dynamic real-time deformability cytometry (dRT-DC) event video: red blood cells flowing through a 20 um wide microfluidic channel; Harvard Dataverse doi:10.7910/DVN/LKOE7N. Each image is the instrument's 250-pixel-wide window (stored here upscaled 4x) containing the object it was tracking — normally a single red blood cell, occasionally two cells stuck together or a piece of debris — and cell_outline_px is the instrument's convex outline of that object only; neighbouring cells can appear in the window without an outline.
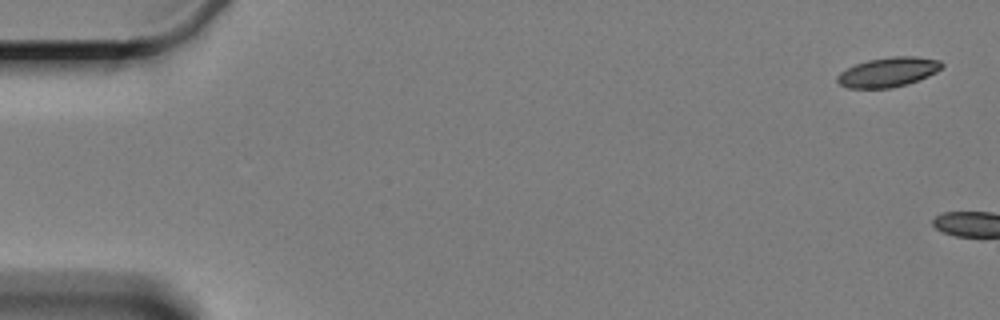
{"species": "Egyptian fruit bat (a non-hibernating species)", "species_latin": "Rousettus aegyptiacus", "temperature_condition": "cold", "stored_images_in_passage": 4, "camera_frame_rate_fps": 3000, "um_per_image_px": 0.085, "animal": {"sex": "female"}, "frame": {"image": 1, "passage_image": 1, "time_ms": 0.0, "image_size_px": [1000, 320], "cell_outline_px": [[944, 64], [936, 72], [920, 80], [908, 84], [892, 88], [848, 88], [840, 84], [836, 80], [836, 76], [840, 72], [856, 64], [868, 60], [892, 56], [916, 56], [940, 60]], "centroid_in_image_um": [75.51, 6.13], "position_along_channel_um": 9.5, "area_um2": 18.09}}